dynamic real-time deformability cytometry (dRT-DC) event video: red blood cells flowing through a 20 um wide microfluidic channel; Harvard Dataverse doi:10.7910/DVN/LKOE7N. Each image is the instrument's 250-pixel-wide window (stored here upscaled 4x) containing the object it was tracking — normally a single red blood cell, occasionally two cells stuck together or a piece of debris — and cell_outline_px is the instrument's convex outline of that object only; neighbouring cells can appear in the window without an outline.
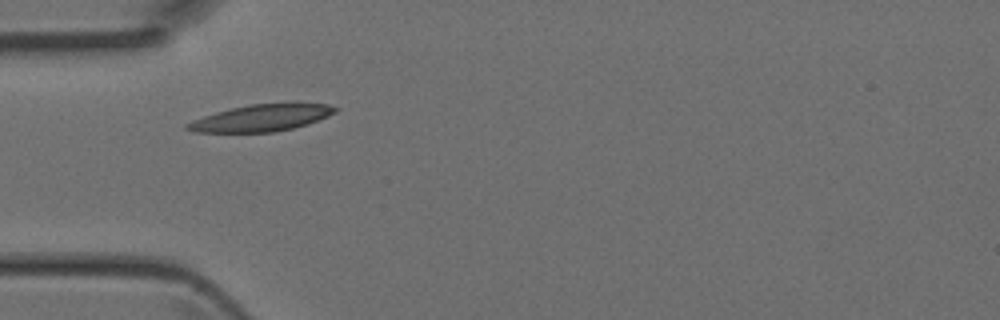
{"species": "Egyptian fruit bat (a non-hibernating species)", "species_latin": "Rousettus aegyptiacus", "temperature_condition": "room temperature", "stored_images_in_passage": 4, "camera_frame_rate_fps": 3000, "um_per_image_px": 0.085, "animal": {"sex": "female"}, "frame": {"image": 1, "passage_image": 1, "time_ms": 0.0, "image_size_px": [1000, 320], "cell_outline_px": [[340, 108], [336, 112], [328, 116], [308, 124], [276, 132], [196, 132], [184, 128], [184, 124], [192, 120], [216, 112], [232, 108], [252, 104], [328, 104]], "centroid_in_image_um": [22.2, 10.04], "position_along_channel_um": 62.8, "area_um2": 22.77}}
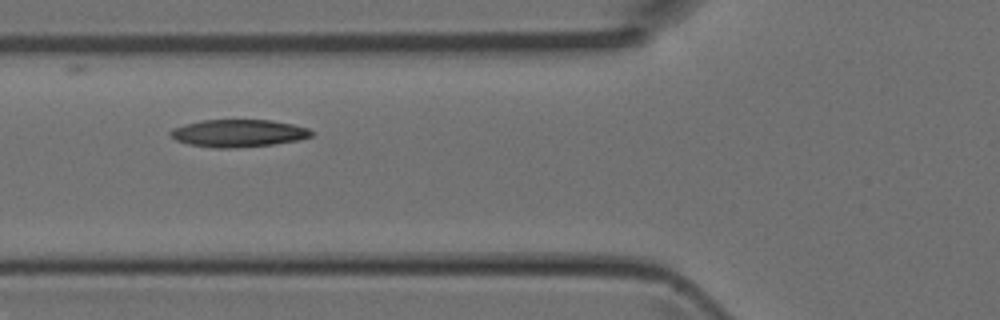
{"frame": {"image": 2, "passage_image": 2, "time_ms": 0.333, "image_size_px": [1000, 320], "cell_outline_px": [[312, 136], [300, 140], [272, 144], [236, 148], [216, 148], [188, 144], [176, 140], [168, 132], [172, 128], [184, 124], [200, 120], [272, 120], [292, 124], [308, 128], [312, 132]], "centroid_in_image_um": [20.24, 11.32], "position_along_channel_um": 105.6, "area_um2": 22.6}}